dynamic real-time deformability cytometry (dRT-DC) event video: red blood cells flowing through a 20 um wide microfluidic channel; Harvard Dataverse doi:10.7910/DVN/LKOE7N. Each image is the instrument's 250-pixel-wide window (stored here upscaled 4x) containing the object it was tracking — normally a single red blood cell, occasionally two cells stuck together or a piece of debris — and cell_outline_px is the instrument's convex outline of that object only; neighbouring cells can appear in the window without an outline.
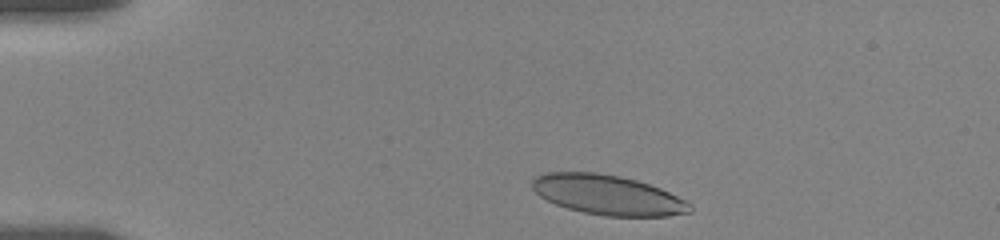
{"species": "human", "species_latin": "Homo sapiens", "temperature_condition": "room temperature", "stored_images_in_passage": 12, "camera_frame_rate_fps": 3000, "um_per_image_px": 0.085, "donor": {"sex": "female"}, "frame": {"image": 1, "passage_image": 2, "time_ms": 0.333, "image_size_px": [1000, 240], "cell_outline_px": [[692, 212], [668, 216], [604, 216], [584, 212], [568, 208], [556, 204], [540, 196], [532, 188], [532, 180], [536, 176], [548, 172], [596, 172], [620, 176], [636, 180], [660, 188], [688, 200], [692, 204]], "centroid_in_image_um": [51.7, 16.57], "position_along_channel_um": 33.3, "area_um2": 36.65}}
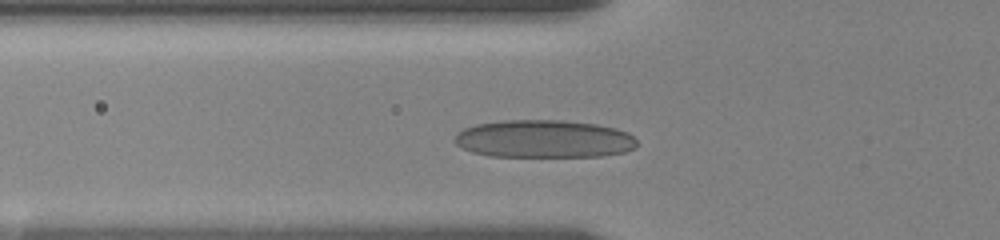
{"frame": {"image": 2, "passage_image": 8, "time_ms": 3.333, "image_size_px": [1000, 240], "cell_outline_px": [[636, 148], [624, 152], [600, 156], [488, 156], [472, 152], [456, 144], [452, 140], [456, 132], [464, 128], [476, 124], [504, 120], [564, 120], [596, 124], [616, 128], [628, 132], [636, 140]], "centroid_in_image_um": [46.21, 11.8], "position_along_channel_um": 79.6, "area_um2": 40.34}}
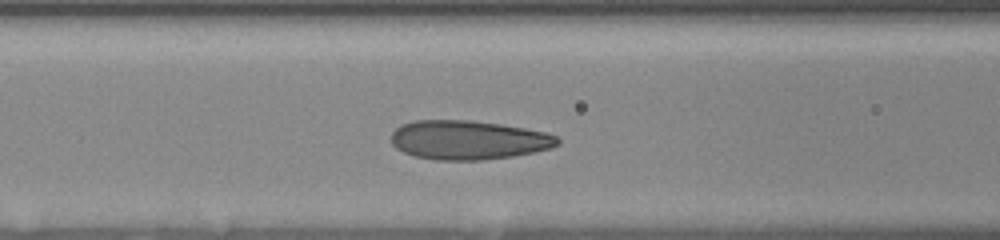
{"frame": {"image": 3, "passage_image": 11, "time_ms": 4.667, "image_size_px": [1000, 240], "cell_outline_px": [[560, 144], [552, 148], [512, 156], [484, 160], [436, 160], [416, 156], [404, 152], [396, 148], [392, 144], [392, 132], [400, 124], [412, 120], [468, 120], [500, 124], [524, 128], [544, 132], [556, 136], [560, 140]], "centroid_in_image_um": [39.79, 11.89], "position_along_channel_um": 126.8, "area_um2": 37.92}}